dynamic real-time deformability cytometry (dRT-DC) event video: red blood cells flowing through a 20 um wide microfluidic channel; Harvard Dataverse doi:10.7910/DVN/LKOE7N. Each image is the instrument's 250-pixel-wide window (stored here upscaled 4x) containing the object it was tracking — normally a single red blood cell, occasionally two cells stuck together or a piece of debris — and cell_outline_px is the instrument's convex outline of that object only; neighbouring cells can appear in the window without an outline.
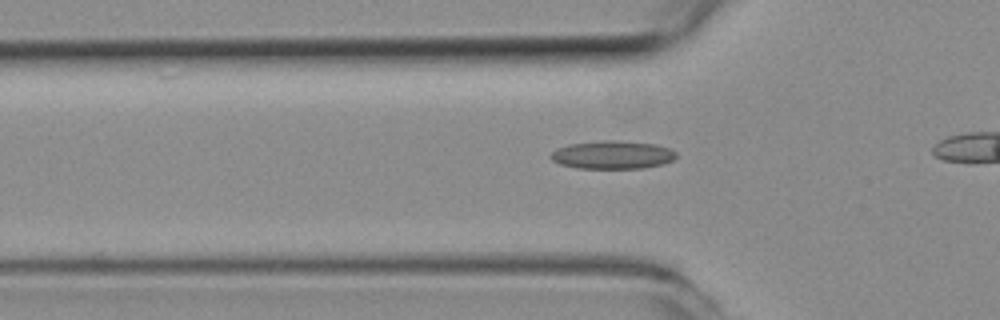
{"species": "common noctule bat (a hibernating species)", "species_latin": "Nyctalus noctula", "temperature_condition": "room temperature", "stored_images_in_passage": 29, "camera_frame_rate_fps": 3000, "um_per_image_px": 0.085, "animal": {"sex": "female", "body_mass_g": 19.3, "forearm_length_mm": 54.1}, "frame": {"image": 1, "passage_image": 8, "time_ms": 2.333, "image_size_px": [1000, 320], "cell_outline_px": [[676, 156], [672, 160], [664, 164], [644, 168], [576, 168], [560, 164], [552, 160], [552, 152], [556, 148], [568, 144], [600, 140], [616, 140], [656, 144], [668, 148], [676, 152]], "centroid_in_image_um": [52.06, 13.15], "position_along_channel_um": 73.7, "area_um2": 20.63}}
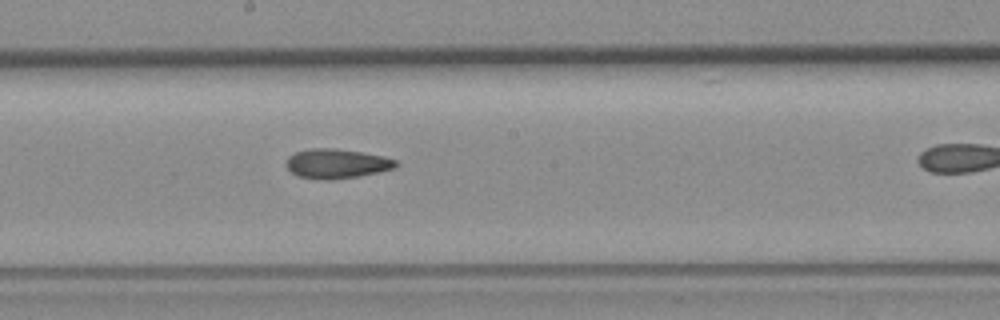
{"frame": {"image": 2, "passage_image": 19, "time_ms": 6.0, "image_size_px": [1000, 320], "cell_outline_px": [[396, 168], [360, 176], [332, 180], [320, 180], [296, 176], [284, 164], [288, 156], [296, 152], [312, 148], [332, 148], [360, 152], [384, 156], [396, 160]], "centroid_in_image_um": [28.58, 13.92], "position_along_channel_um": 219.6, "area_um2": 18.96}}
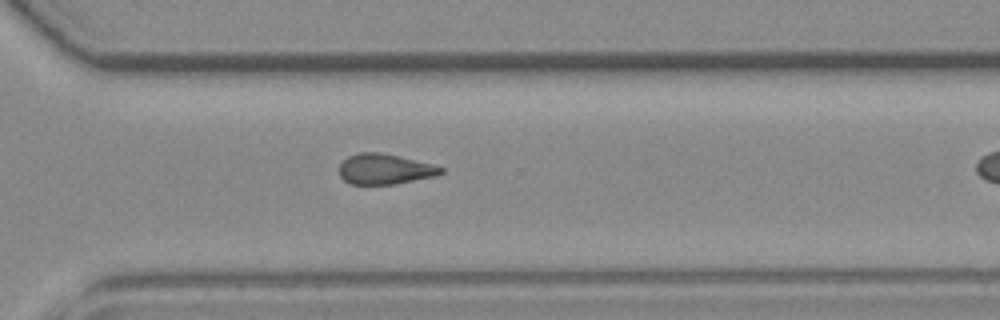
{"frame": {"image": 3, "passage_image": 28, "time_ms": 9.0, "image_size_px": [1000, 320], "cell_outline_px": [[444, 172], [436, 176], [396, 184], [352, 184], [344, 180], [340, 176], [340, 164], [348, 156], [360, 152], [380, 152], [400, 156], [432, 164], [444, 168]], "centroid_in_image_um": [32.73, 14.37], "position_along_channel_um": 337.9, "area_um2": 18.03}}